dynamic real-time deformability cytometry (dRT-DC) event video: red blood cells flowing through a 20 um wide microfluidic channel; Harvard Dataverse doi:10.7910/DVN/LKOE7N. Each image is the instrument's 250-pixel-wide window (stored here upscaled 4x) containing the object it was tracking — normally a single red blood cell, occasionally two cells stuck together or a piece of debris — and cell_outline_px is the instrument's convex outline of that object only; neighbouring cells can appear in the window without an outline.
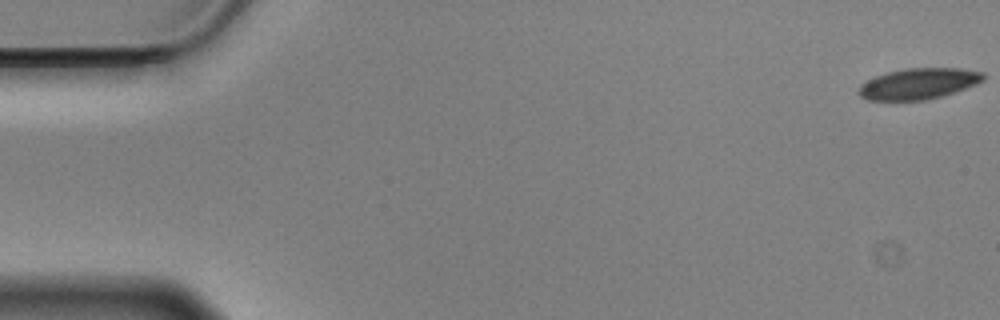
{"species": "Egyptian fruit bat (a non-hibernating species)", "species_latin": "Rousettus aegyptiacus", "temperature_condition": "cold", "stored_images_in_passage": 53, "camera_frame_rate_fps": 3000, "um_per_image_px": 0.085, "animal": {"sex": "male"}, "frame": {"image": 1, "passage_image": 1, "time_ms": 0.0, "image_size_px": [1000, 320], "cell_outline_px": [[984, 80], [976, 84], [940, 96], [924, 100], [868, 100], [860, 96], [860, 88], [868, 80], [876, 76], [888, 72], [908, 68], [960, 68], [984, 72]], "centroid_in_image_um": [78.11, 7.1], "position_along_channel_um": 6.9, "area_um2": 22.02}}
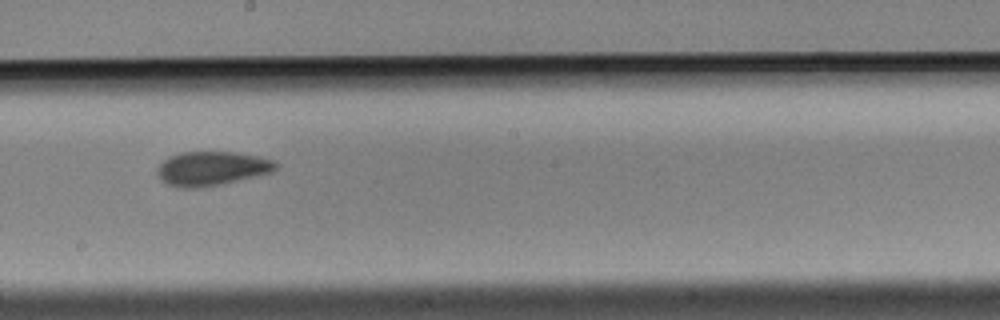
{"frame": {"image": 2, "passage_image": 32, "time_ms": 10.333, "image_size_px": [1000, 320], "cell_outline_px": [[280, 164], [272, 172], [220, 184], [200, 188], [180, 188], [168, 184], [160, 180], [156, 172], [156, 168], [168, 156], [180, 152], [236, 152], [260, 156], [276, 160]], "centroid_in_image_um": [17.99, 14.31], "position_along_channel_um": 230.2, "area_um2": 23.81}}
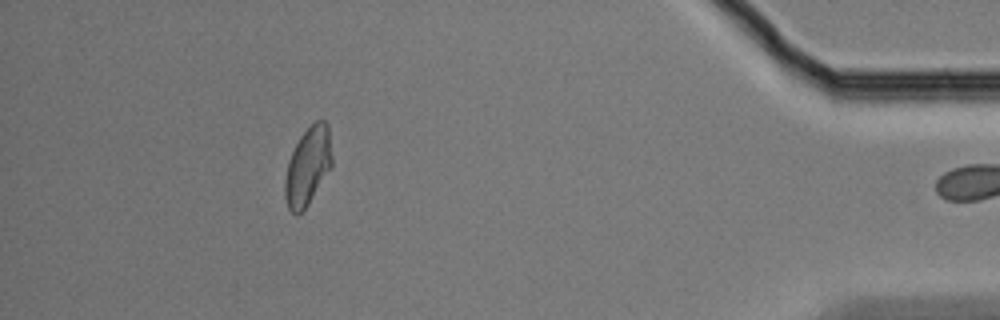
{"frame": {"image": 3, "passage_image": 52, "time_ms": 17.0, "image_size_px": [1000, 320], "cell_outline_px": [[332, 164], [308, 204], [296, 216], [288, 208], [284, 196], [284, 180], [288, 160], [300, 136], [316, 120], [324, 120], [328, 124], [332, 156]], "centroid_in_image_um": [26.14, 14.12], "position_along_channel_um": 409.1, "area_um2": 21.15}}